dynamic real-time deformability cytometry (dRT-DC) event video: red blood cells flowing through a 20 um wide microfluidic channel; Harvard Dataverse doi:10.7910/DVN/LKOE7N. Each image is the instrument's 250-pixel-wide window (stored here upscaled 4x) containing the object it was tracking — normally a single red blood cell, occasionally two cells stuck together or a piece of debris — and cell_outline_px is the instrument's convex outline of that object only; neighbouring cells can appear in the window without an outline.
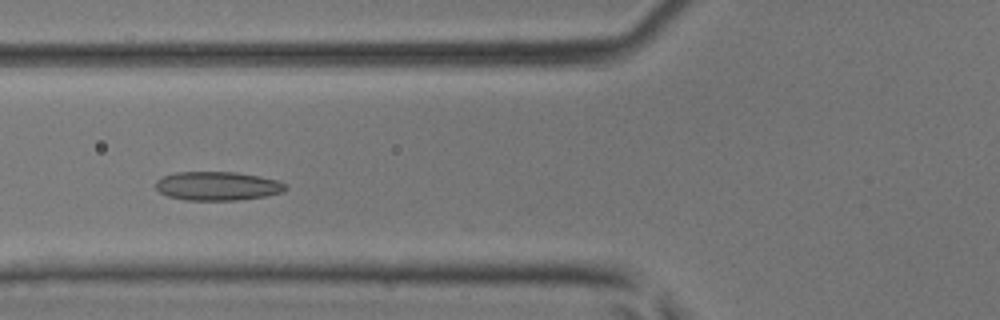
{"species": "common noctule bat (a hibernating species)", "species_latin": "Nyctalus noctula", "temperature_condition": "room temperature", "stored_images_in_passage": 16, "camera_frame_rate_fps": 3000, "um_per_image_px": 0.085, "animal": {"sex": "male", "body_mass_g": 17.9, "forearm_length_mm": 54.2}, "frame": {"image": 1, "passage_image": 14, "time_ms": 4.333, "image_size_px": [1000, 320], "cell_outline_px": [[288, 188], [284, 192], [264, 196], [240, 200], [184, 200], [168, 196], [160, 192], [156, 188], [156, 180], [160, 176], [176, 172], [236, 172], [260, 176], [276, 180], [288, 184]], "centroid_in_image_um": [18.49, 15.81], "position_along_channel_um": 107.3, "area_um2": 22.02}}